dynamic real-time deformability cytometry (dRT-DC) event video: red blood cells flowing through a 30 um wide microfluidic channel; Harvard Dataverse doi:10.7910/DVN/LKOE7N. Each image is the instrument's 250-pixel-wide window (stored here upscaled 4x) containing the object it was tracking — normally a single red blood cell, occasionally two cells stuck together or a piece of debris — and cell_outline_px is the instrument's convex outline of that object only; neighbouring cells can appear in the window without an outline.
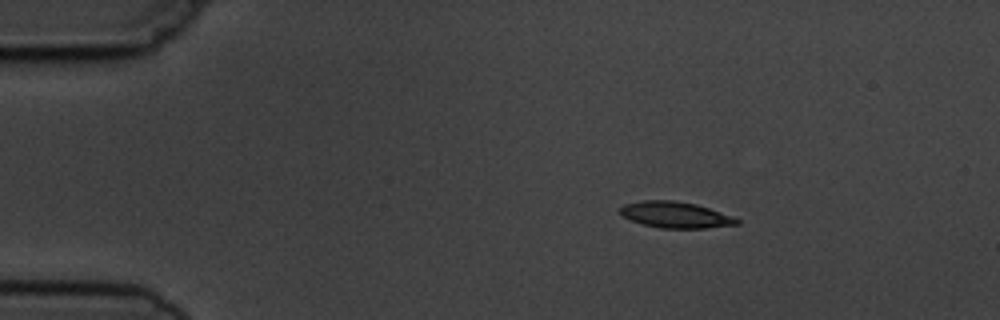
{"species": "common noctule bat (a hibernating species)", "species_latin": "Nyctalus noctula", "temperature_condition": "cold", "stored_images_in_passage": 3, "camera_frame_rate_fps": 3000, "um_per_image_px": 0.085, "animal": {"sex": "male", "body_mass_g": 19.5, "forearm_length_mm": 54.6}, "frame": {"image": 1, "passage_image": 1, "time_ms": 0.0, "image_size_px": [1000, 320], "cell_outline_px": [[740, 224], [704, 228], [660, 228], [644, 224], [620, 216], [616, 212], [624, 204], [644, 200], [672, 200], [696, 204], [732, 216], [740, 220]], "centroid_in_image_um": [57.37, 18.26], "position_along_channel_um": 27.6, "area_um2": 17.8}}